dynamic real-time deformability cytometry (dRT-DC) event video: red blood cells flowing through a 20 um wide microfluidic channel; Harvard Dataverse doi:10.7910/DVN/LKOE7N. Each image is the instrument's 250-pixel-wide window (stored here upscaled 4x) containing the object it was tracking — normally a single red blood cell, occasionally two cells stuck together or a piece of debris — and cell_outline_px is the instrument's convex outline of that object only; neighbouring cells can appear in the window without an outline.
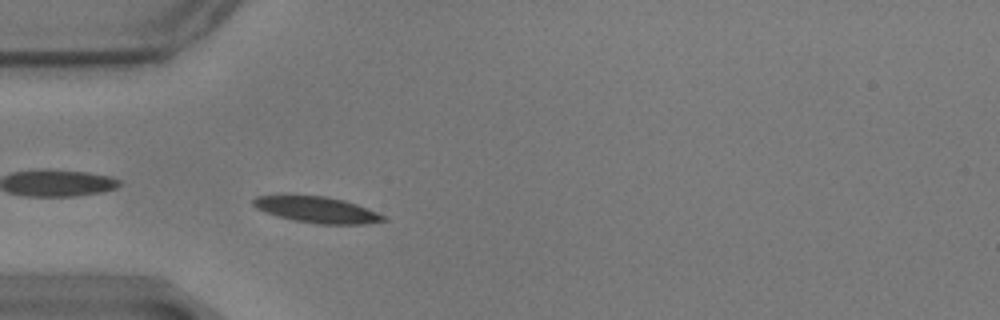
{"species": "common noctule bat (a hibernating species)", "species_latin": "Nyctalus noctula", "temperature_condition": "warm", "stored_images_in_passage": 51, "camera_frame_rate_fps": 3000, "um_per_image_px": 0.085, "animal": {"sex": "male", "body_mass_g": 17.9}, "frame": {"image": 1, "passage_image": 10, "time_ms": 3.0, "image_size_px": [1000, 320], "cell_outline_px": [[388, 220], [364, 224], [320, 224], [292, 220], [276, 216], [264, 212], [256, 208], [252, 204], [252, 200], [256, 196], [324, 196], [344, 200], [356, 204], [376, 212], [384, 216]], "centroid_in_image_um": [26.92, 17.84], "position_along_channel_um": 58.1, "area_um2": 19.59}}
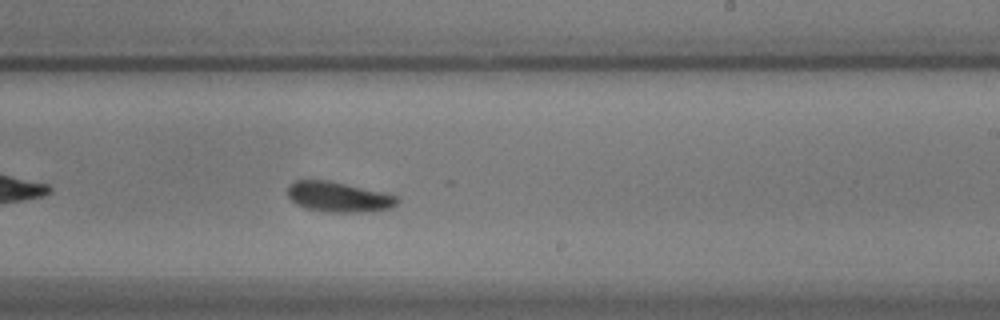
{"frame": {"image": 2, "passage_image": 28, "time_ms": 9.0, "image_size_px": [1000, 320], "cell_outline_px": [[400, 200], [392, 208], [368, 212], [324, 212], [304, 208], [296, 204], [288, 196], [288, 184], [292, 180], [328, 180], [384, 192], [396, 196]], "centroid_in_image_um": [28.76, 16.74], "position_along_channel_um": 260.2, "area_um2": 19.54}}
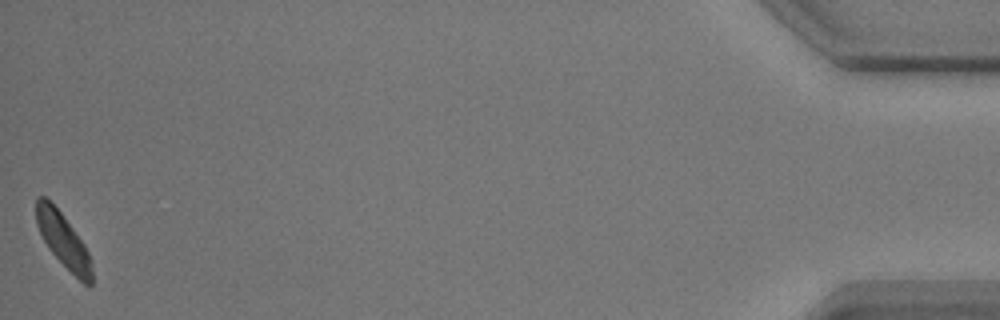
{"frame": {"image": 3, "passage_image": 51, "time_ms": 16.667, "image_size_px": [1000, 320], "cell_outline_px": [[92, 284], [84, 284], [48, 248], [36, 224], [36, 196], [44, 196], [60, 212], [84, 244], [92, 260]], "centroid_in_image_um": [5.38, 20.42], "position_along_channel_um": 429.8, "area_um2": 17.05}, "authors_computed_cell_mechanics": {"area_um2": 19.1896, "velocity_mm_per_s": 3.4422, "shape_relaxation_time_tau1_ms": 3.8105, "shape_relaxation_time_tau2_ms": null, "deformation_change_tau1": 0.1224, "deformation_change_tau2": null}}